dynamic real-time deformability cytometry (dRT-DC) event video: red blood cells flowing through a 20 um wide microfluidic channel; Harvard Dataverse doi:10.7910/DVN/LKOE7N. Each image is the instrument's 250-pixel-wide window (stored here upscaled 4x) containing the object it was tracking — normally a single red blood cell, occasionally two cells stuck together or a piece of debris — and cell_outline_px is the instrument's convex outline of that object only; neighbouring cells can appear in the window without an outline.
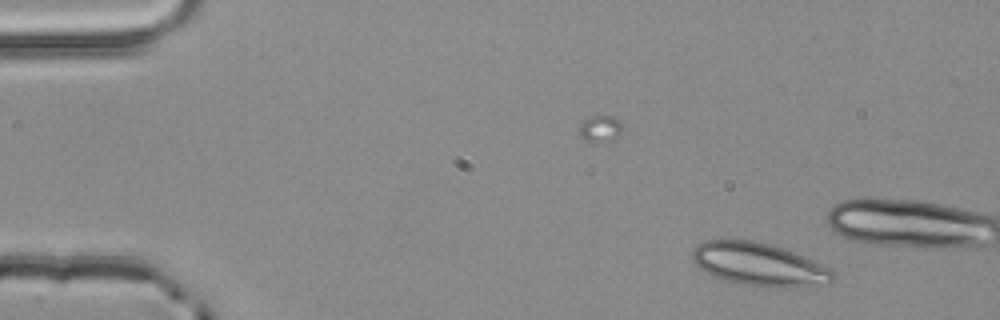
{"species": "common noctule bat (a hibernating species)", "species_latin": "Nyctalus noctula", "temperature_condition": "room temperature", "stored_images_in_passage": 4, "camera_frame_rate_fps": 3000, "um_per_image_px": 0.085, "animal": {"sex": "male", "body_mass_g": 20.4}, "frame": {"image": 1, "passage_image": 1, "time_ms": 0.0, "image_size_px": [1000, 320], "cell_outline_px": [[836, 276], [828, 284], [804, 288], [764, 288], [724, 280], [712, 276], [700, 268], [692, 260], [692, 248], [704, 240], [752, 240], [772, 244], [784, 248], [804, 256], [832, 268], [836, 272]], "centroid_in_image_um": [64.59, 22.5], "position_along_channel_um": 20.4, "area_um2": 36.13}}